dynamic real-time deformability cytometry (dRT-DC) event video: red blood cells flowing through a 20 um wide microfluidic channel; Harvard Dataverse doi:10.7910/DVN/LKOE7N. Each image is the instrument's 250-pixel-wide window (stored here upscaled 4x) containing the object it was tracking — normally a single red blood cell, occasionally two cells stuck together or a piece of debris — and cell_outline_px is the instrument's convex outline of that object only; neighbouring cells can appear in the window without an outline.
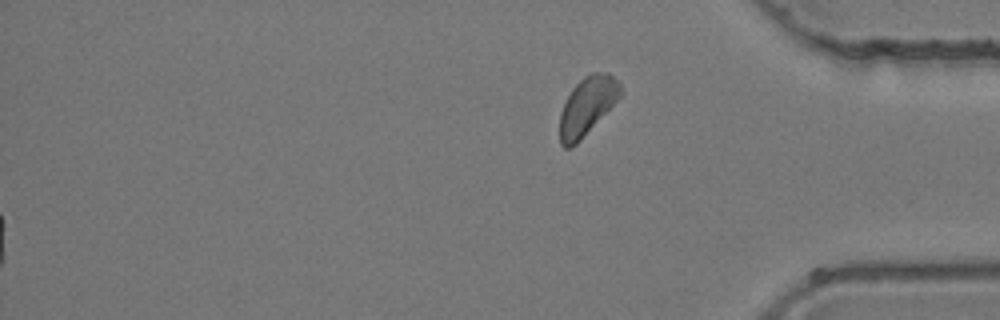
{"species": "common noctule bat (a hibernating species)", "species_latin": "Nyctalus noctula", "temperature_condition": "room temperature", "stored_images_in_passage": 43, "segment_of_instrument_passage": [2, 2], "camera_frame_rate_fps": 3000, "um_per_image_px": 0.085, "animal": {"sex": "female", "body_mass_g": 24.6, "forearm_length_mm": 56.2}, "frame": {"image": 1, "passage_image": 43, "time_ms": 14.0, "image_size_px": [1000, 320], "cell_outline_px": [[620, 96], [580, 140], [572, 148], [564, 148], [560, 144], [560, 112], [572, 88], [584, 76], [592, 72], [608, 72], [620, 84]], "centroid_in_image_um": [49.87, 9.01], "position_along_channel_um": 385.3, "area_um2": 20.06}}